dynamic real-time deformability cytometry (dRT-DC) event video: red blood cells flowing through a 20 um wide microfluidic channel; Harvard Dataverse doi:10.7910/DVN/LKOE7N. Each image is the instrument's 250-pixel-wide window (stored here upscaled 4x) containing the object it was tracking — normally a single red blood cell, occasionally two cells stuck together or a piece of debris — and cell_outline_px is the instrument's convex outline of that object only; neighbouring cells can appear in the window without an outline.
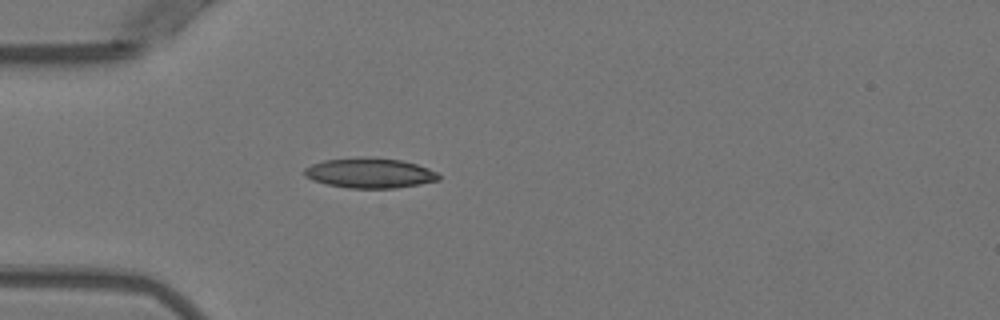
{"species": "Egyptian fruit bat (a non-hibernating species)", "species_latin": "Rousettus aegyptiacus", "temperature_condition": "warm", "stored_images_in_passage": 31, "camera_frame_rate_fps": 3000, "um_per_image_px": 0.085, "animal": {"sex": "female"}, "frame": {"image": 1, "passage_image": 1, "time_ms": 0.0, "image_size_px": [1000, 320], "cell_outline_px": [[440, 180], [420, 184], [396, 188], [348, 188], [328, 184], [312, 180], [304, 176], [304, 168], [312, 164], [324, 160], [356, 156], [368, 156], [400, 160], [416, 164], [428, 168], [436, 172], [440, 176]], "centroid_in_image_um": [31.41, 14.69], "position_along_channel_um": 53.6, "area_um2": 23.76}}
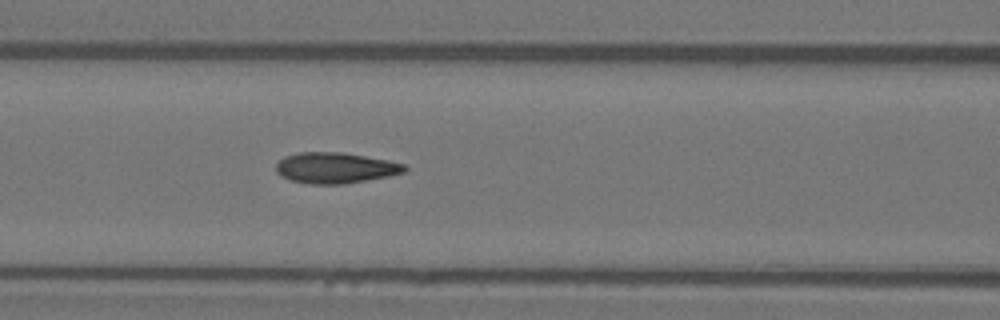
{"frame": {"image": 2, "passage_image": 8, "time_ms": 2.333, "image_size_px": [1000, 320], "cell_outline_px": [[408, 168], [404, 172], [388, 176], [340, 184], [312, 184], [292, 180], [280, 176], [276, 172], [276, 164], [284, 156], [300, 152], [344, 152], [388, 160], [404, 164]], "centroid_in_image_um": [28.49, 14.25], "position_along_channel_um": 138.1, "area_um2": 22.95}}
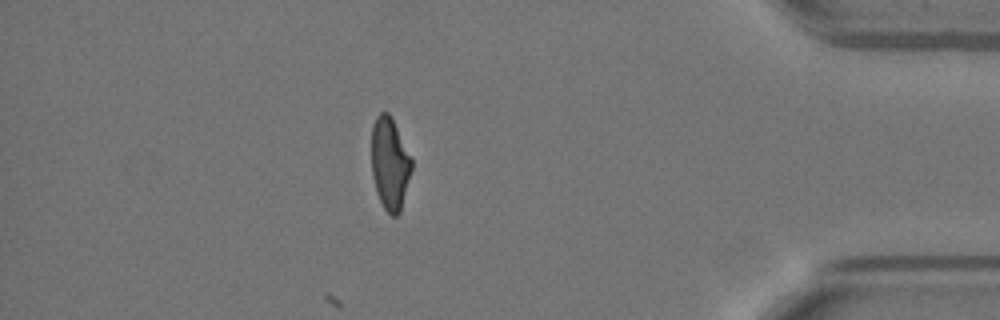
{"frame": {"image": 3, "passage_image": 31, "time_ms": 10.0, "image_size_px": [1000, 320], "cell_outline_px": [[412, 168], [400, 212], [396, 216], [392, 216], [384, 208], [376, 192], [372, 176], [372, 124], [376, 116], [380, 112], [388, 112], [392, 116], [412, 160]], "centroid_in_image_um": [33.13, 13.87], "position_along_channel_um": 402.1, "area_um2": 21.56}}